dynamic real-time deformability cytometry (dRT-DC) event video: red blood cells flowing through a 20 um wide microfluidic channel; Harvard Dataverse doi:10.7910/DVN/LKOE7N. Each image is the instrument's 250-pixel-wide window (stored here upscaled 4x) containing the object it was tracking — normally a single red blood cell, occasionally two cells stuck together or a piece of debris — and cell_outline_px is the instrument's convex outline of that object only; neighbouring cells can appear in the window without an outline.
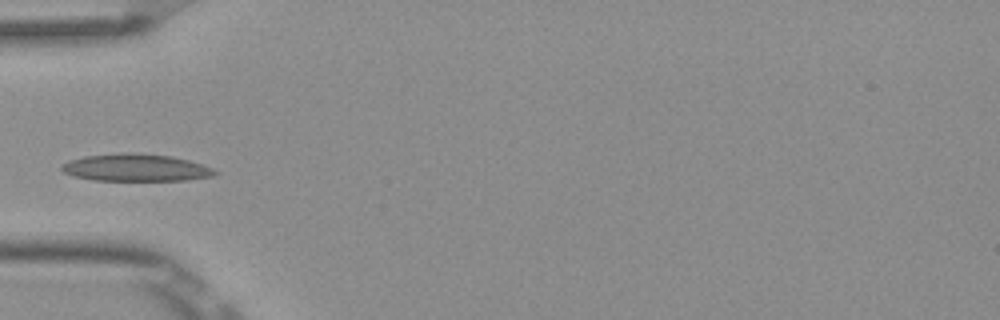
{"species": "Egyptian fruit bat (a non-hibernating species)", "species_latin": "Rousettus aegyptiacus", "temperature_condition": "room temperature", "stored_images_in_passage": 5, "camera_frame_rate_fps": 3000, "um_per_image_px": 0.085, "frame": {"image": 1, "passage_image": 4, "time_ms": 1.0, "image_size_px": [1000, 320], "cell_outline_px": [[220, 172], [212, 176], [188, 180], [96, 180], [76, 176], [64, 172], [60, 168], [68, 160], [84, 156], [128, 152], [136, 152], [172, 156], [188, 160], [212, 168]], "centroid_in_image_um": [11.57, 14.24], "position_along_channel_um": 73.4, "area_um2": 24.22}}
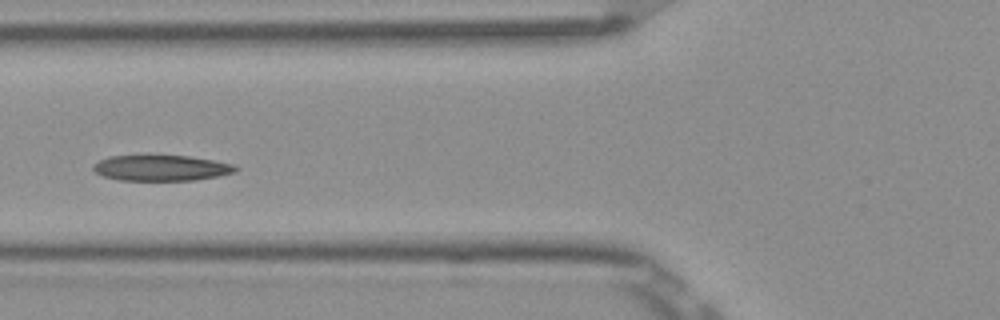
{"frame": {"image": 2, "passage_image": 5, "time_ms": 1.333, "image_size_px": [1000, 320], "cell_outline_px": [[240, 168], [236, 172], [220, 176], [196, 180], [120, 180], [104, 176], [96, 172], [92, 168], [92, 164], [108, 156], [188, 156], [236, 164]], "centroid_in_image_um": [13.76, 14.28], "position_along_channel_um": 112.0, "area_um2": 21.33}}